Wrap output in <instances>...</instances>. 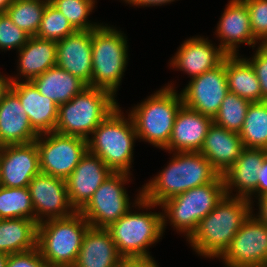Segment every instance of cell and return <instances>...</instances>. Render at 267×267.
<instances>
[{
    "instance_id": "cell-1",
    "label": "cell",
    "mask_w": 267,
    "mask_h": 267,
    "mask_svg": "<svg viewBox=\"0 0 267 267\" xmlns=\"http://www.w3.org/2000/svg\"><path fill=\"white\" fill-rule=\"evenodd\" d=\"M165 169L146 183L135 199L139 208L152 209L191 188L213 182L220 174L200 152H175Z\"/></svg>"
},
{
    "instance_id": "cell-2",
    "label": "cell",
    "mask_w": 267,
    "mask_h": 267,
    "mask_svg": "<svg viewBox=\"0 0 267 267\" xmlns=\"http://www.w3.org/2000/svg\"><path fill=\"white\" fill-rule=\"evenodd\" d=\"M246 198L225 195L217 206L198 224L188 239L189 244L204 257L219 258L228 248L243 222L253 212Z\"/></svg>"
},
{
    "instance_id": "cell-3",
    "label": "cell",
    "mask_w": 267,
    "mask_h": 267,
    "mask_svg": "<svg viewBox=\"0 0 267 267\" xmlns=\"http://www.w3.org/2000/svg\"><path fill=\"white\" fill-rule=\"evenodd\" d=\"M120 108L118 106L94 129L93 137L87 139V147L113 173L130 174L133 146L138 136L130 115L125 119Z\"/></svg>"
},
{
    "instance_id": "cell-4",
    "label": "cell",
    "mask_w": 267,
    "mask_h": 267,
    "mask_svg": "<svg viewBox=\"0 0 267 267\" xmlns=\"http://www.w3.org/2000/svg\"><path fill=\"white\" fill-rule=\"evenodd\" d=\"M90 224L80 212L38 223L37 248L48 267H73Z\"/></svg>"
},
{
    "instance_id": "cell-5",
    "label": "cell",
    "mask_w": 267,
    "mask_h": 267,
    "mask_svg": "<svg viewBox=\"0 0 267 267\" xmlns=\"http://www.w3.org/2000/svg\"><path fill=\"white\" fill-rule=\"evenodd\" d=\"M118 106L110 91L87 86L70 101L59 105L55 132L87 140Z\"/></svg>"
},
{
    "instance_id": "cell-6",
    "label": "cell",
    "mask_w": 267,
    "mask_h": 267,
    "mask_svg": "<svg viewBox=\"0 0 267 267\" xmlns=\"http://www.w3.org/2000/svg\"><path fill=\"white\" fill-rule=\"evenodd\" d=\"M174 89L168 84L129 113L138 138L162 149L170 141L177 112L183 105L181 93Z\"/></svg>"
},
{
    "instance_id": "cell-7",
    "label": "cell",
    "mask_w": 267,
    "mask_h": 267,
    "mask_svg": "<svg viewBox=\"0 0 267 267\" xmlns=\"http://www.w3.org/2000/svg\"><path fill=\"white\" fill-rule=\"evenodd\" d=\"M226 195L224 181L222 175H219L213 182L196 186L194 188L175 195L159 206L164 214L163 232L166 218L170 220V224L179 232L186 233L189 239L195 232L199 222L210 213L217 204Z\"/></svg>"
},
{
    "instance_id": "cell-8",
    "label": "cell",
    "mask_w": 267,
    "mask_h": 267,
    "mask_svg": "<svg viewBox=\"0 0 267 267\" xmlns=\"http://www.w3.org/2000/svg\"><path fill=\"white\" fill-rule=\"evenodd\" d=\"M121 32L102 24L92 30V76L89 87L106 89L114 96L128 59L127 40Z\"/></svg>"
},
{
    "instance_id": "cell-9",
    "label": "cell",
    "mask_w": 267,
    "mask_h": 267,
    "mask_svg": "<svg viewBox=\"0 0 267 267\" xmlns=\"http://www.w3.org/2000/svg\"><path fill=\"white\" fill-rule=\"evenodd\" d=\"M163 213L128 211L106 230L123 258H152L147 248L163 235Z\"/></svg>"
},
{
    "instance_id": "cell-10",
    "label": "cell",
    "mask_w": 267,
    "mask_h": 267,
    "mask_svg": "<svg viewBox=\"0 0 267 267\" xmlns=\"http://www.w3.org/2000/svg\"><path fill=\"white\" fill-rule=\"evenodd\" d=\"M35 142L40 173L62 179H66L74 171L88 150L86 139L55 131L39 134Z\"/></svg>"
},
{
    "instance_id": "cell-11",
    "label": "cell",
    "mask_w": 267,
    "mask_h": 267,
    "mask_svg": "<svg viewBox=\"0 0 267 267\" xmlns=\"http://www.w3.org/2000/svg\"><path fill=\"white\" fill-rule=\"evenodd\" d=\"M127 173H112L94 192L79 211L92 228H107L130 209V198L125 189Z\"/></svg>"
},
{
    "instance_id": "cell-12",
    "label": "cell",
    "mask_w": 267,
    "mask_h": 267,
    "mask_svg": "<svg viewBox=\"0 0 267 267\" xmlns=\"http://www.w3.org/2000/svg\"><path fill=\"white\" fill-rule=\"evenodd\" d=\"M254 215L243 222L220 256L227 267L267 266V224Z\"/></svg>"
},
{
    "instance_id": "cell-13",
    "label": "cell",
    "mask_w": 267,
    "mask_h": 267,
    "mask_svg": "<svg viewBox=\"0 0 267 267\" xmlns=\"http://www.w3.org/2000/svg\"><path fill=\"white\" fill-rule=\"evenodd\" d=\"M228 93L225 58L215 68L192 78L181 95L186 107L214 118Z\"/></svg>"
},
{
    "instance_id": "cell-14",
    "label": "cell",
    "mask_w": 267,
    "mask_h": 267,
    "mask_svg": "<svg viewBox=\"0 0 267 267\" xmlns=\"http://www.w3.org/2000/svg\"><path fill=\"white\" fill-rule=\"evenodd\" d=\"M28 189L37 224L45 219L67 218L76 212L69 202L65 179L39 173Z\"/></svg>"
},
{
    "instance_id": "cell-15",
    "label": "cell",
    "mask_w": 267,
    "mask_h": 267,
    "mask_svg": "<svg viewBox=\"0 0 267 267\" xmlns=\"http://www.w3.org/2000/svg\"><path fill=\"white\" fill-rule=\"evenodd\" d=\"M40 173L36 142L0 147V186L28 187Z\"/></svg>"
},
{
    "instance_id": "cell-16",
    "label": "cell",
    "mask_w": 267,
    "mask_h": 267,
    "mask_svg": "<svg viewBox=\"0 0 267 267\" xmlns=\"http://www.w3.org/2000/svg\"><path fill=\"white\" fill-rule=\"evenodd\" d=\"M112 173L100 157L87 150L74 171L65 179L69 202L76 212L87 204Z\"/></svg>"
},
{
    "instance_id": "cell-17",
    "label": "cell",
    "mask_w": 267,
    "mask_h": 267,
    "mask_svg": "<svg viewBox=\"0 0 267 267\" xmlns=\"http://www.w3.org/2000/svg\"><path fill=\"white\" fill-rule=\"evenodd\" d=\"M10 77V89L19 97L31 127L38 133L55 131L59 106L51 99L40 94L31 81L20 82Z\"/></svg>"
},
{
    "instance_id": "cell-18",
    "label": "cell",
    "mask_w": 267,
    "mask_h": 267,
    "mask_svg": "<svg viewBox=\"0 0 267 267\" xmlns=\"http://www.w3.org/2000/svg\"><path fill=\"white\" fill-rule=\"evenodd\" d=\"M213 118L184 104L177 112L170 141L164 148L171 153L200 152Z\"/></svg>"
},
{
    "instance_id": "cell-19",
    "label": "cell",
    "mask_w": 267,
    "mask_h": 267,
    "mask_svg": "<svg viewBox=\"0 0 267 267\" xmlns=\"http://www.w3.org/2000/svg\"><path fill=\"white\" fill-rule=\"evenodd\" d=\"M217 37L221 39L220 47L227 55H237L238 45H256L251 30V20L246 3L243 0H230L217 24Z\"/></svg>"
},
{
    "instance_id": "cell-20",
    "label": "cell",
    "mask_w": 267,
    "mask_h": 267,
    "mask_svg": "<svg viewBox=\"0 0 267 267\" xmlns=\"http://www.w3.org/2000/svg\"><path fill=\"white\" fill-rule=\"evenodd\" d=\"M58 67L78 77L87 86L92 76V30L76 31L57 42Z\"/></svg>"
},
{
    "instance_id": "cell-21",
    "label": "cell",
    "mask_w": 267,
    "mask_h": 267,
    "mask_svg": "<svg viewBox=\"0 0 267 267\" xmlns=\"http://www.w3.org/2000/svg\"><path fill=\"white\" fill-rule=\"evenodd\" d=\"M227 54L207 38L193 37L184 41L171 60V65L190 75L191 79L221 64Z\"/></svg>"
},
{
    "instance_id": "cell-22",
    "label": "cell",
    "mask_w": 267,
    "mask_h": 267,
    "mask_svg": "<svg viewBox=\"0 0 267 267\" xmlns=\"http://www.w3.org/2000/svg\"><path fill=\"white\" fill-rule=\"evenodd\" d=\"M266 157L265 149L244 147L236 162L222 175L226 195L232 196L234 187L238 189V194L234 197L246 198L251 202V195L256 194L257 173Z\"/></svg>"
},
{
    "instance_id": "cell-23",
    "label": "cell",
    "mask_w": 267,
    "mask_h": 267,
    "mask_svg": "<svg viewBox=\"0 0 267 267\" xmlns=\"http://www.w3.org/2000/svg\"><path fill=\"white\" fill-rule=\"evenodd\" d=\"M38 135L31 127L19 97L9 88L0 102V147L32 143Z\"/></svg>"
},
{
    "instance_id": "cell-24",
    "label": "cell",
    "mask_w": 267,
    "mask_h": 267,
    "mask_svg": "<svg viewBox=\"0 0 267 267\" xmlns=\"http://www.w3.org/2000/svg\"><path fill=\"white\" fill-rule=\"evenodd\" d=\"M243 148L239 133L212 123L200 153L211 162L212 167L220 175H223L239 158Z\"/></svg>"
},
{
    "instance_id": "cell-25",
    "label": "cell",
    "mask_w": 267,
    "mask_h": 267,
    "mask_svg": "<svg viewBox=\"0 0 267 267\" xmlns=\"http://www.w3.org/2000/svg\"><path fill=\"white\" fill-rule=\"evenodd\" d=\"M123 257L105 228L90 227L73 267H117Z\"/></svg>"
},
{
    "instance_id": "cell-26",
    "label": "cell",
    "mask_w": 267,
    "mask_h": 267,
    "mask_svg": "<svg viewBox=\"0 0 267 267\" xmlns=\"http://www.w3.org/2000/svg\"><path fill=\"white\" fill-rule=\"evenodd\" d=\"M19 74L25 81H31L57 64V42L36 36L18 50Z\"/></svg>"
},
{
    "instance_id": "cell-27",
    "label": "cell",
    "mask_w": 267,
    "mask_h": 267,
    "mask_svg": "<svg viewBox=\"0 0 267 267\" xmlns=\"http://www.w3.org/2000/svg\"><path fill=\"white\" fill-rule=\"evenodd\" d=\"M40 94L53 100L58 106L70 101L87 85L78 77L56 66L31 80Z\"/></svg>"
},
{
    "instance_id": "cell-28",
    "label": "cell",
    "mask_w": 267,
    "mask_h": 267,
    "mask_svg": "<svg viewBox=\"0 0 267 267\" xmlns=\"http://www.w3.org/2000/svg\"><path fill=\"white\" fill-rule=\"evenodd\" d=\"M226 75L229 92L243 99L261 102V88L254 68L246 58L239 55L226 56Z\"/></svg>"
},
{
    "instance_id": "cell-29",
    "label": "cell",
    "mask_w": 267,
    "mask_h": 267,
    "mask_svg": "<svg viewBox=\"0 0 267 267\" xmlns=\"http://www.w3.org/2000/svg\"><path fill=\"white\" fill-rule=\"evenodd\" d=\"M37 226L31 219H0V252L14 254L37 247Z\"/></svg>"
},
{
    "instance_id": "cell-30",
    "label": "cell",
    "mask_w": 267,
    "mask_h": 267,
    "mask_svg": "<svg viewBox=\"0 0 267 267\" xmlns=\"http://www.w3.org/2000/svg\"><path fill=\"white\" fill-rule=\"evenodd\" d=\"M239 135L243 147L267 149V101L249 105Z\"/></svg>"
},
{
    "instance_id": "cell-31",
    "label": "cell",
    "mask_w": 267,
    "mask_h": 267,
    "mask_svg": "<svg viewBox=\"0 0 267 267\" xmlns=\"http://www.w3.org/2000/svg\"><path fill=\"white\" fill-rule=\"evenodd\" d=\"M49 0H13L6 13L13 24L30 37L36 36Z\"/></svg>"
},
{
    "instance_id": "cell-32",
    "label": "cell",
    "mask_w": 267,
    "mask_h": 267,
    "mask_svg": "<svg viewBox=\"0 0 267 267\" xmlns=\"http://www.w3.org/2000/svg\"><path fill=\"white\" fill-rule=\"evenodd\" d=\"M26 218L35 221V213L28 187L0 186V219Z\"/></svg>"
},
{
    "instance_id": "cell-33",
    "label": "cell",
    "mask_w": 267,
    "mask_h": 267,
    "mask_svg": "<svg viewBox=\"0 0 267 267\" xmlns=\"http://www.w3.org/2000/svg\"><path fill=\"white\" fill-rule=\"evenodd\" d=\"M250 101L229 92L222 101L213 123L229 131L239 133L243 127Z\"/></svg>"
},
{
    "instance_id": "cell-34",
    "label": "cell",
    "mask_w": 267,
    "mask_h": 267,
    "mask_svg": "<svg viewBox=\"0 0 267 267\" xmlns=\"http://www.w3.org/2000/svg\"><path fill=\"white\" fill-rule=\"evenodd\" d=\"M49 3L68 19L76 31L93 30L100 26L87 20L95 7V0H49Z\"/></svg>"
},
{
    "instance_id": "cell-35",
    "label": "cell",
    "mask_w": 267,
    "mask_h": 267,
    "mask_svg": "<svg viewBox=\"0 0 267 267\" xmlns=\"http://www.w3.org/2000/svg\"><path fill=\"white\" fill-rule=\"evenodd\" d=\"M75 32L76 30L72 27L68 19L59 10L48 3L43 12L40 28L36 37L58 42Z\"/></svg>"
},
{
    "instance_id": "cell-36",
    "label": "cell",
    "mask_w": 267,
    "mask_h": 267,
    "mask_svg": "<svg viewBox=\"0 0 267 267\" xmlns=\"http://www.w3.org/2000/svg\"><path fill=\"white\" fill-rule=\"evenodd\" d=\"M30 36L13 24L7 13H0V49L9 50L16 48L20 50L28 41Z\"/></svg>"
},
{
    "instance_id": "cell-37",
    "label": "cell",
    "mask_w": 267,
    "mask_h": 267,
    "mask_svg": "<svg viewBox=\"0 0 267 267\" xmlns=\"http://www.w3.org/2000/svg\"><path fill=\"white\" fill-rule=\"evenodd\" d=\"M251 20V30L261 45H267V0H243Z\"/></svg>"
},
{
    "instance_id": "cell-38",
    "label": "cell",
    "mask_w": 267,
    "mask_h": 267,
    "mask_svg": "<svg viewBox=\"0 0 267 267\" xmlns=\"http://www.w3.org/2000/svg\"><path fill=\"white\" fill-rule=\"evenodd\" d=\"M257 46L258 49L256 50L253 58L250 60L247 59L254 71L260 83L261 88V102L267 101V45Z\"/></svg>"
},
{
    "instance_id": "cell-39",
    "label": "cell",
    "mask_w": 267,
    "mask_h": 267,
    "mask_svg": "<svg viewBox=\"0 0 267 267\" xmlns=\"http://www.w3.org/2000/svg\"><path fill=\"white\" fill-rule=\"evenodd\" d=\"M6 267H48L39 249L9 254Z\"/></svg>"
},
{
    "instance_id": "cell-40",
    "label": "cell",
    "mask_w": 267,
    "mask_h": 267,
    "mask_svg": "<svg viewBox=\"0 0 267 267\" xmlns=\"http://www.w3.org/2000/svg\"><path fill=\"white\" fill-rule=\"evenodd\" d=\"M117 267H159L153 258H123Z\"/></svg>"
},
{
    "instance_id": "cell-41",
    "label": "cell",
    "mask_w": 267,
    "mask_h": 267,
    "mask_svg": "<svg viewBox=\"0 0 267 267\" xmlns=\"http://www.w3.org/2000/svg\"><path fill=\"white\" fill-rule=\"evenodd\" d=\"M258 184L256 188V196L263 197L267 195V157L264 159L261 169L257 173Z\"/></svg>"
},
{
    "instance_id": "cell-42",
    "label": "cell",
    "mask_w": 267,
    "mask_h": 267,
    "mask_svg": "<svg viewBox=\"0 0 267 267\" xmlns=\"http://www.w3.org/2000/svg\"><path fill=\"white\" fill-rule=\"evenodd\" d=\"M127 2L128 4H132L134 6H156V5H163L167 3H171L175 0H123Z\"/></svg>"
},
{
    "instance_id": "cell-43",
    "label": "cell",
    "mask_w": 267,
    "mask_h": 267,
    "mask_svg": "<svg viewBox=\"0 0 267 267\" xmlns=\"http://www.w3.org/2000/svg\"><path fill=\"white\" fill-rule=\"evenodd\" d=\"M259 215L257 217L267 224V195L258 198Z\"/></svg>"
},
{
    "instance_id": "cell-44",
    "label": "cell",
    "mask_w": 267,
    "mask_h": 267,
    "mask_svg": "<svg viewBox=\"0 0 267 267\" xmlns=\"http://www.w3.org/2000/svg\"><path fill=\"white\" fill-rule=\"evenodd\" d=\"M11 85V80L8 77L2 76L0 73V102L4 94L8 91Z\"/></svg>"
},
{
    "instance_id": "cell-45",
    "label": "cell",
    "mask_w": 267,
    "mask_h": 267,
    "mask_svg": "<svg viewBox=\"0 0 267 267\" xmlns=\"http://www.w3.org/2000/svg\"><path fill=\"white\" fill-rule=\"evenodd\" d=\"M13 0H0V13H6Z\"/></svg>"
},
{
    "instance_id": "cell-46",
    "label": "cell",
    "mask_w": 267,
    "mask_h": 267,
    "mask_svg": "<svg viewBox=\"0 0 267 267\" xmlns=\"http://www.w3.org/2000/svg\"><path fill=\"white\" fill-rule=\"evenodd\" d=\"M8 254L0 252V267H6Z\"/></svg>"
}]
</instances>
